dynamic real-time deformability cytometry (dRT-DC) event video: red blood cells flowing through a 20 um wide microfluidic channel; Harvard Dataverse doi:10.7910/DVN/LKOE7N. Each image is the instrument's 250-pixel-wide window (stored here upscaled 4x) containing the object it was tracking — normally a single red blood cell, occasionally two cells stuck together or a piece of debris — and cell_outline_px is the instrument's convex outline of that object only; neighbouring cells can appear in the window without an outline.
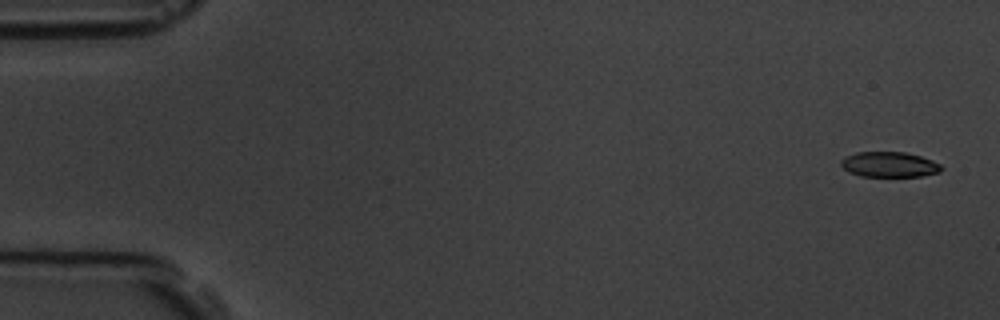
{"species": "common noctule bat (a hibernating species)", "species_latin": "Nyctalus noctula", "temperature_condition": "room temperature", "stored_images_in_passage": 4, "camera_frame_rate_fps": 3000, "um_per_image_px": 0.085, "animal": {"sex": "male", "body_mass_g": 19.5, "forearm_length_mm": 54.6}, "frame": {"image": 1, "passage_image": 1, "time_ms": 0.0, "image_size_px": [1000, 320], "cell_outline_px": [[944, 168], [940, 172], [920, 176], [860, 176], [848, 172], [840, 164], [840, 160], [844, 156], [856, 152], [904, 152], [920, 156], [932, 160], [940, 164]], "centroid_in_image_um": [75.57, 13.98], "position_along_channel_um": 9.4, "area_um2": 14.85}}